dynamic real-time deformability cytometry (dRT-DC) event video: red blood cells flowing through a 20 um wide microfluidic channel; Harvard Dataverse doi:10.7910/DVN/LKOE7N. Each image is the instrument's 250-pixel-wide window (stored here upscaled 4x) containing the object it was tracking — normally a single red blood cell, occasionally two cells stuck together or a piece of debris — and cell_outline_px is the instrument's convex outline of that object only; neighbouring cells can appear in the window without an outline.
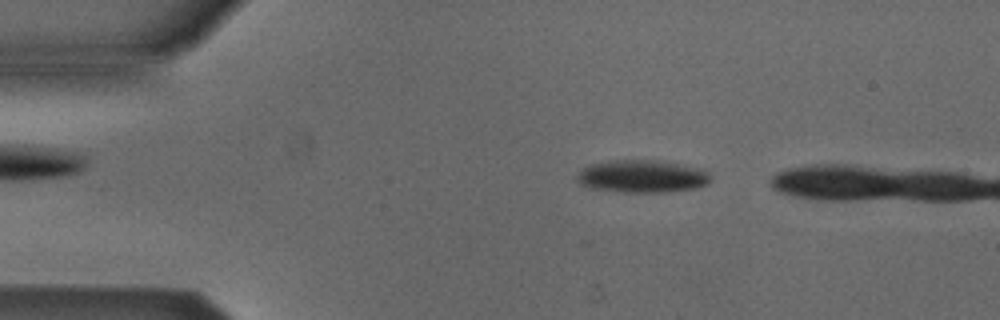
{"species": "Egyptian fruit bat (a non-hibernating species)", "species_latin": "Rousettus aegyptiacus", "temperature_condition": "cold", "stored_images_in_passage": 41, "camera_frame_rate_fps": 3000, "um_per_image_px": 0.085, "animal": {"sex": "male"}, "frame": {"image": 1, "passage_image": 5, "time_ms": 1.333, "image_size_px": [1000, 320], "cell_outline_px": [[712, 180], [708, 184], [696, 188], [668, 192], [624, 192], [592, 188], [580, 184], [576, 180], [576, 176], [584, 168], [592, 164], [616, 160], [656, 160], [696, 168], [708, 172], [712, 176]], "centroid_in_image_um": [54.6, 15.0], "position_along_channel_um": 30.4, "area_um2": 25.14}}
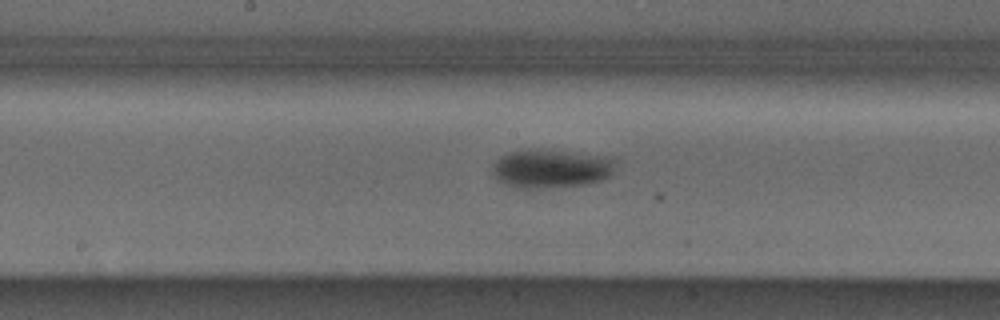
{"frame": {"image": 2, "passage_image": 22, "time_ms": 7.0, "image_size_px": [1000, 320], "cell_outline_px": [[616, 160], [612, 172], [604, 180], [584, 184], [536, 188], [520, 188], [496, 180], [492, 172], [492, 164], [500, 156], [508, 152], [528, 148], [604, 156]], "centroid_in_image_um": [46.78, 14.32], "position_along_channel_um": 201.4, "area_um2": 27.51}}
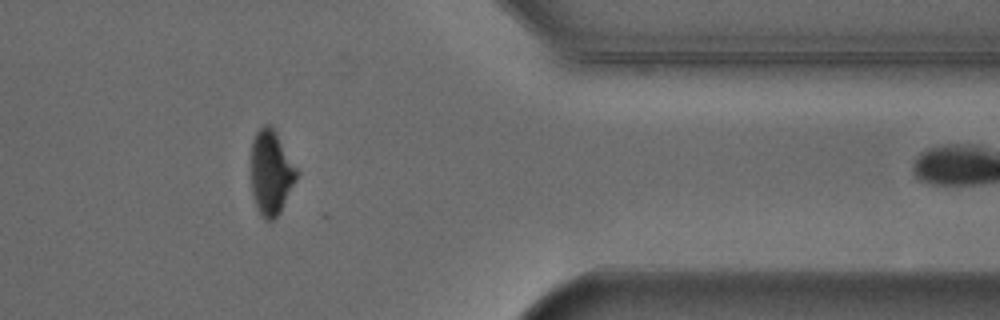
{"frame": {"image": 3, "passage_image": 38, "time_ms": 12.333, "image_size_px": [1000, 320], "cell_outline_px": [[296, 180], [280, 212], [272, 220], [264, 220], [260, 216], [256, 208], [252, 196], [252, 140], [256, 132], [264, 124], [268, 124], [276, 132], [296, 168]], "centroid_in_image_um": [23.01, 14.7], "position_along_channel_um": 388.4, "area_um2": 22.14}, "authors_computed_cell_mechanics": {"area_um2": 26.5302, "velocity_mm_per_s": 3.8967, "shape_relaxation_time_tau1_ms": 2.4597, "shape_relaxation_time_tau2_ms": null, "deformation_change_tau1": 0.1037, "deformation_change_tau2": null}}